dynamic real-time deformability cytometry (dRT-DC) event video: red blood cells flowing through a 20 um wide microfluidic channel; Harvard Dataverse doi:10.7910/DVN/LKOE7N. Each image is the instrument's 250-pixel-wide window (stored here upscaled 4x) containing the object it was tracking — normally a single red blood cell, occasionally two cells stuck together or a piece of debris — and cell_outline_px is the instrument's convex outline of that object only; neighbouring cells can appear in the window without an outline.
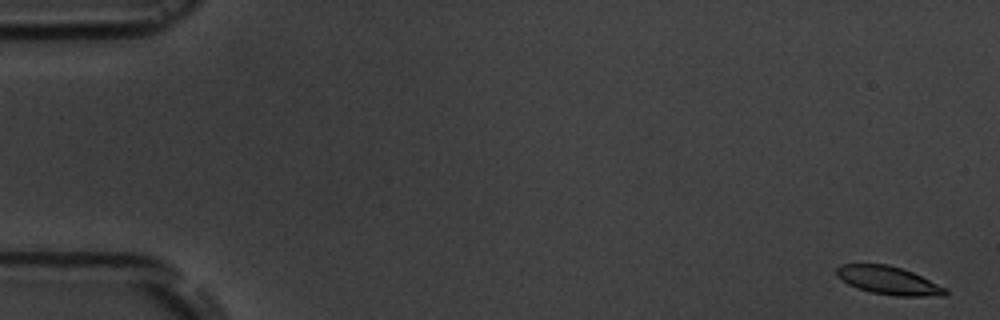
{"species": "common noctule bat (a hibernating species)", "species_latin": "Nyctalus noctula", "temperature_condition": "room temperature", "stored_images_in_passage": 57, "camera_frame_rate_fps": 3000, "um_per_image_px": 0.085, "animal": {"sex": "male", "body_mass_g": 19.5, "forearm_length_mm": 54.6}, "frame": {"image": 1, "passage_image": 1, "time_ms": 0.0, "image_size_px": [1000, 320], "cell_outline_px": [[948, 292], [944, 296], [896, 296], [872, 292], [856, 288], [848, 284], [836, 272], [836, 268], [840, 264], [888, 264], [912, 272], [948, 288]], "centroid_in_image_um": [75.57, 23.84], "position_along_channel_um": 9.4, "area_um2": 17.74}}
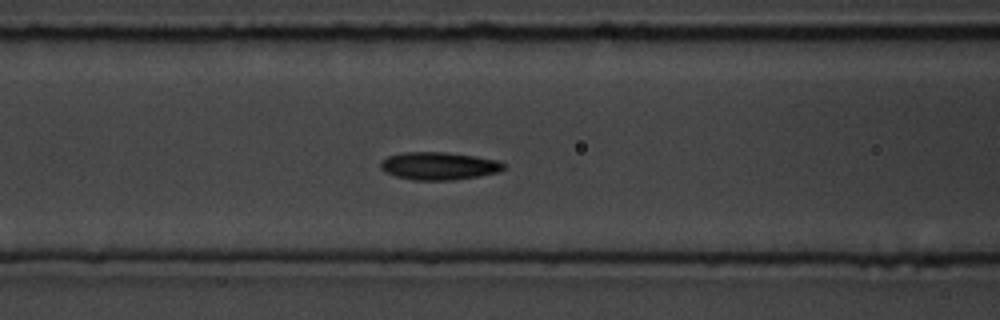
{"frame": {"image": 2, "passage_image": 23, "time_ms": 7.333, "image_size_px": [1000, 320], "cell_outline_px": [[504, 168], [500, 172], [480, 176], [452, 180], [412, 180], [396, 176], [384, 172], [380, 168], [380, 164], [388, 156], [404, 152], [444, 152], [472, 156], [496, 160], [504, 164]], "centroid_in_image_um": [37.29, 14.11], "position_along_channel_um": 129.3, "area_um2": 19.77}}
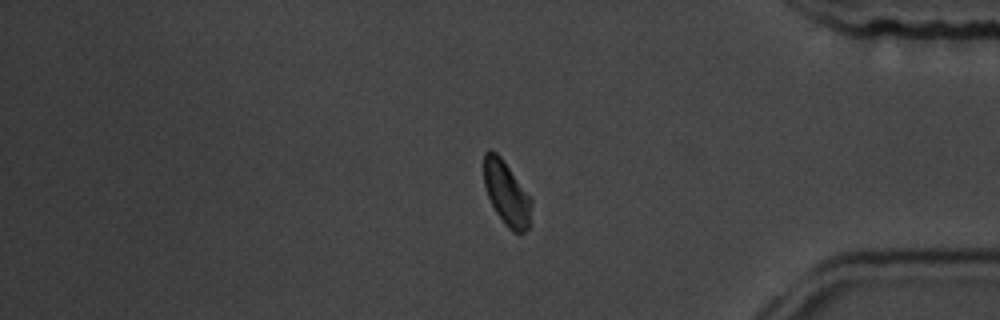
{"frame": {"image": 3, "passage_image": 47, "time_ms": 15.333, "image_size_px": [1000, 320], "cell_outline_px": [[532, 224], [520, 236], [512, 232], [508, 228], [496, 212], [488, 196], [484, 184], [484, 152], [488, 148], [496, 152], [500, 156], [532, 200]], "centroid_in_image_um": [43.08, 16.49], "position_along_channel_um": 392.1, "area_um2": 17.86}, "authors_computed_cell_mechanics": {"area_um2": 18.6694, "velocity_mm_per_s": 3.5838, "shape_relaxation_time_tau1_ms": 3.7398, "shape_relaxation_time_tau2_ms": 1.6616, "deformation_change_tau1": 0.099, "deformation_change_tau2": 0.061}}